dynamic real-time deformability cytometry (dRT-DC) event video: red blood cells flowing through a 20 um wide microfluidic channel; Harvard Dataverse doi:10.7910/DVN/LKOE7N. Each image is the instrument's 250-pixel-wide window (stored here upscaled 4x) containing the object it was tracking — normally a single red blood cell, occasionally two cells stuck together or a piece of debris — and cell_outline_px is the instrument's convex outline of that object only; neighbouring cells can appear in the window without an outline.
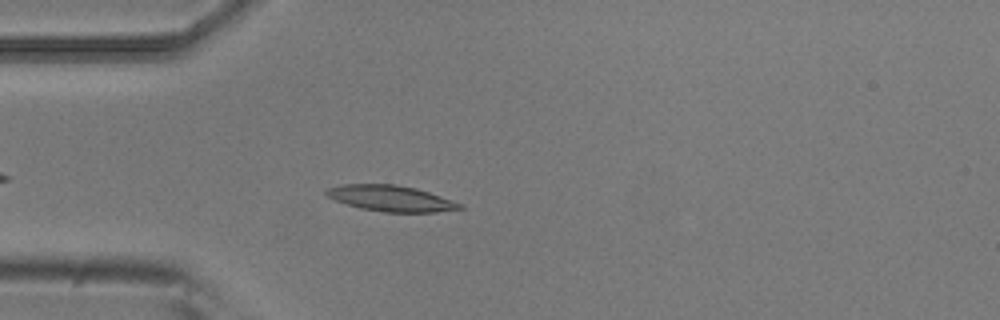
{"species": "common noctule bat (a hibernating species)", "species_latin": "Nyctalus noctula", "temperature_condition": "room temperature", "stored_images_in_passage": 4, "camera_frame_rate_fps": 3000, "um_per_image_px": 0.085, "animal": {"sex": "male", "body_mass_g": 20.5, "forearm_length_mm": 52.5}, "frame": {"image": 1, "passage_image": 4, "time_ms": 1.0, "image_size_px": [1000, 320], "cell_outline_px": [[464, 208], [436, 212], [384, 212], [360, 208], [336, 200], [328, 196], [324, 192], [328, 188], [344, 184], [396, 184], [416, 188], [464, 204]], "centroid_in_image_um": [33.25, 16.86], "position_along_channel_um": 51.7, "area_um2": 20.0}}